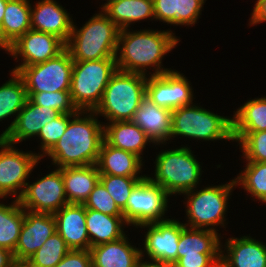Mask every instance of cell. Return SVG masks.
<instances>
[{
	"label": "cell",
	"mask_w": 266,
	"mask_h": 267,
	"mask_svg": "<svg viewBox=\"0 0 266 267\" xmlns=\"http://www.w3.org/2000/svg\"><path fill=\"white\" fill-rule=\"evenodd\" d=\"M73 23L70 13L56 0H39L31 5L32 30L56 35L67 43Z\"/></svg>",
	"instance_id": "cell-17"
},
{
	"label": "cell",
	"mask_w": 266,
	"mask_h": 267,
	"mask_svg": "<svg viewBox=\"0 0 266 267\" xmlns=\"http://www.w3.org/2000/svg\"><path fill=\"white\" fill-rule=\"evenodd\" d=\"M206 0H153L155 21L177 26L197 23Z\"/></svg>",
	"instance_id": "cell-26"
},
{
	"label": "cell",
	"mask_w": 266,
	"mask_h": 267,
	"mask_svg": "<svg viewBox=\"0 0 266 267\" xmlns=\"http://www.w3.org/2000/svg\"><path fill=\"white\" fill-rule=\"evenodd\" d=\"M185 225L178 219L143 224L139 228H147L144 235V248L141 250V258L145 254L150 261L173 263L178 259V241L181 229Z\"/></svg>",
	"instance_id": "cell-14"
},
{
	"label": "cell",
	"mask_w": 266,
	"mask_h": 267,
	"mask_svg": "<svg viewBox=\"0 0 266 267\" xmlns=\"http://www.w3.org/2000/svg\"><path fill=\"white\" fill-rule=\"evenodd\" d=\"M232 117V132L266 130V96L246 101Z\"/></svg>",
	"instance_id": "cell-32"
},
{
	"label": "cell",
	"mask_w": 266,
	"mask_h": 267,
	"mask_svg": "<svg viewBox=\"0 0 266 267\" xmlns=\"http://www.w3.org/2000/svg\"><path fill=\"white\" fill-rule=\"evenodd\" d=\"M237 188L235 180H230L226 184L212 185L197 188L183 193L186 195L185 208L187 223L186 227L195 229H207L218 232L215 226L225 228L227 204L234 188ZM187 199V200H186Z\"/></svg>",
	"instance_id": "cell-6"
},
{
	"label": "cell",
	"mask_w": 266,
	"mask_h": 267,
	"mask_svg": "<svg viewBox=\"0 0 266 267\" xmlns=\"http://www.w3.org/2000/svg\"><path fill=\"white\" fill-rule=\"evenodd\" d=\"M143 165L142 159L136 154L114 148L105 140L96 163L100 174L126 177H146V174L140 175Z\"/></svg>",
	"instance_id": "cell-23"
},
{
	"label": "cell",
	"mask_w": 266,
	"mask_h": 267,
	"mask_svg": "<svg viewBox=\"0 0 266 267\" xmlns=\"http://www.w3.org/2000/svg\"><path fill=\"white\" fill-rule=\"evenodd\" d=\"M60 113L50 107L34 104L29 98L17 115L12 129L3 137L10 144H17L23 140L38 136L42 127Z\"/></svg>",
	"instance_id": "cell-20"
},
{
	"label": "cell",
	"mask_w": 266,
	"mask_h": 267,
	"mask_svg": "<svg viewBox=\"0 0 266 267\" xmlns=\"http://www.w3.org/2000/svg\"><path fill=\"white\" fill-rule=\"evenodd\" d=\"M233 141L239 142L246 161L266 162V130L259 132H232Z\"/></svg>",
	"instance_id": "cell-36"
},
{
	"label": "cell",
	"mask_w": 266,
	"mask_h": 267,
	"mask_svg": "<svg viewBox=\"0 0 266 267\" xmlns=\"http://www.w3.org/2000/svg\"><path fill=\"white\" fill-rule=\"evenodd\" d=\"M148 76L118 70L108 82L101 102L94 110L108 122L132 120L146 95Z\"/></svg>",
	"instance_id": "cell-4"
},
{
	"label": "cell",
	"mask_w": 266,
	"mask_h": 267,
	"mask_svg": "<svg viewBox=\"0 0 266 267\" xmlns=\"http://www.w3.org/2000/svg\"><path fill=\"white\" fill-rule=\"evenodd\" d=\"M144 178L100 174V181L121 211L126 207L131 191Z\"/></svg>",
	"instance_id": "cell-37"
},
{
	"label": "cell",
	"mask_w": 266,
	"mask_h": 267,
	"mask_svg": "<svg viewBox=\"0 0 266 267\" xmlns=\"http://www.w3.org/2000/svg\"><path fill=\"white\" fill-rule=\"evenodd\" d=\"M177 37L170 29H121L116 53L117 69L146 76L151 74H147L151 67L154 76L172 71L162 67V59L179 44L181 40Z\"/></svg>",
	"instance_id": "cell-1"
},
{
	"label": "cell",
	"mask_w": 266,
	"mask_h": 267,
	"mask_svg": "<svg viewBox=\"0 0 266 267\" xmlns=\"http://www.w3.org/2000/svg\"><path fill=\"white\" fill-rule=\"evenodd\" d=\"M221 236L207 229L184 226L178 241V258L192 255H221Z\"/></svg>",
	"instance_id": "cell-28"
},
{
	"label": "cell",
	"mask_w": 266,
	"mask_h": 267,
	"mask_svg": "<svg viewBox=\"0 0 266 267\" xmlns=\"http://www.w3.org/2000/svg\"><path fill=\"white\" fill-rule=\"evenodd\" d=\"M184 76L177 70L161 75H148L145 96L159 107L171 111L192 105L194 100L192 85Z\"/></svg>",
	"instance_id": "cell-13"
},
{
	"label": "cell",
	"mask_w": 266,
	"mask_h": 267,
	"mask_svg": "<svg viewBox=\"0 0 266 267\" xmlns=\"http://www.w3.org/2000/svg\"><path fill=\"white\" fill-rule=\"evenodd\" d=\"M62 171L65 194L70 204H84L100 180L96 164L85 166H68Z\"/></svg>",
	"instance_id": "cell-25"
},
{
	"label": "cell",
	"mask_w": 266,
	"mask_h": 267,
	"mask_svg": "<svg viewBox=\"0 0 266 267\" xmlns=\"http://www.w3.org/2000/svg\"><path fill=\"white\" fill-rule=\"evenodd\" d=\"M18 202L24 210L36 213L59 211L68 204L62 171L56 168L31 184L27 182Z\"/></svg>",
	"instance_id": "cell-12"
},
{
	"label": "cell",
	"mask_w": 266,
	"mask_h": 267,
	"mask_svg": "<svg viewBox=\"0 0 266 267\" xmlns=\"http://www.w3.org/2000/svg\"><path fill=\"white\" fill-rule=\"evenodd\" d=\"M19 265L16 263L13 253L0 247V267H18Z\"/></svg>",
	"instance_id": "cell-44"
},
{
	"label": "cell",
	"mask_w": 266,
	"mask_h": 267,
	"mask_svg": "<svg viewBox=\"0 0 266 267\" xmlns=\"http://www.w3.org/2000/svg\"><path fill=\"white\" fill-rule=\"evenodd\" d=\"M143 258H141L138 267H175L173 263H165V262H157V261H144Z\"/></svg>",
	"instance_id": "cell-45"
},
{
	"label": "cell",
	"mask_w": 266,
	"mask_h": 267,
	"mask_svg": "<svg viewBox=\"0 0 266 267\" xmlns=\"http://www.w3.org/2000/svg\"><path fill=\"white\" fill-rule=\"evenodd\" d=\"M172 111L159 107L146 96L135 111L132 121L137 124L151 139L160 145L171 140Z\"/></svg>",
	"instance_id": "cell-21"
},
{
	"label": "cell",
	"mask_w": 266,
	"mask_h": 267,
	"mask_svg": "<svg viewBox=\"0 0 266 267\" xmlns=\"http://www.w3.org/2000/svg\"><path fill=\"white\" fill-rule=\"evenodd\" d=\"M221 255L183 256L174 262L175 267H219Z\"/></svg>",
	"instance_id": "cell-41"
},
{
	"label": "cell",
	"mask_w": 266,
	"mask_h": 267,
	"mask_svg": "<svg viewBox=\"0 0 266 267\" xmlns=\"http://www.w3.org/2000/svg\"><path fill=\"white\" fill-rule=\"evenodd\" d=\"M249 26H254L266 21V0H256L253 12L250 14Z\"/></svg>",
	"instance_id": "cell-43"
},
{
	"label": "cell",
	"mask_w": 266,
	"mask_h": 267,
	"mask_svg": "<svg viewBox=\"0 0 266 267\" xmlns=\"http://www.w3.org/2000/svg\"><path fill=\"white\" fill-rule=\"evenodd\" d=\"M0 48L5 50L9 55L12 49V44L7 40L6 36L4 35L2 24L0 23Z\"/></svg>",
	"instance_id": "cell-46"
},
{
	"label": "cell",
	"mask_w": 266,
	"mask_h": 267,
	"mask_svg": "<svg viewBox=\"0 0 266 267\" xmlns=\"http://www.w3.org/2000/svg\"><path fill=\"white\" fill-rule=\"evenodd\" d=\"M220 266L266 267V244L250 234L240 238L230 237L226 239L224 247L221 245Z\"/></svg>",
	"instance_id": "cell-19"
},
{
	"label": "cell",
	"mask_w": 266,
	"mask_h": 267,
	"mask_svg": "<svg viewBox=\"0 0 266 267\" xmlns=\"http://www.w3.org/2000/svg\"><path fill=\"white\" fill-rule=\"evenodd\" d=\"M104 125L94 111L69 114L66 131L45 156L57 168L96 164L104 141Z\"/></svg>",
	"instance_id": "cell-2"
},
{
	"label": "cell",
	"mask_w": 266,
	"mask_h": 267,
	"mask_svg": "<svg viewBox=\"0 0 266 267\" xmlns=\"http://www.w3.org/2000/svg\"><path fill=\"white\" fill-rule=\"evenodd\" d=\"M68 123L69 114H60L42 127L37 136L41 141V145L39 146L41 152H38L37 154L40 159L45 157V155L54 147L56 142L66 131Z\"/></svg>",
	"instance_id": "cell-39"
},
{
	"label": "cell",
	"mask_w": 266,
	"mask_h": 267,
	"mask_svg": "<svg viewBox=\"0 0 266 267\" xmlns=\"http://www.w3.org/2000/svg\"><path fill=\"white\" fill-rule=\"evenodd\" d=\"M168 197L161 186L153 183L147 176L131 191L126 207L122 210L128 226L138 228L143 224L165 221L168 211Z\"/></svg>",
	"instance_id": "cell-9"
},
{
	"label": "cell",
	"mask_w": 266,
	"mask_h": 267,
	"mask_svg": "<svg viewBox=\"0 0 266 267\" xmlns=\"http://www.w3.org/2000/svg\"><path fill=\"white\" fill-rule=\"evenodd\" d=\"M115 1H118V0H106V2L102 4L100 8L103 10L107 5Z\"/></svg>",
	"instance_id": "cell-48"
},
{
	"label": "cell",
	"mask_w": 266,
	"mask_h": 267,
	"mask_svg": "<svg viewBox=\"0 0 266 267\" xmlns=\"http://www.w3.org/2000/svg\"><path fill=\"white\" fill-rule=\"evenodd\" d=\"M128 239L125 235L119 240L91 247L92 267H138L142 249L136 248Z\"/></svg>",
	"instance_id": "cell-22"
},
{
	"label": "cell",
	"mask_w": 266,
	"mask_h": 267,
	"mask_svg": "<svg viewBox=\"0 0 266 267\" xmlns=\"http://www.w3.org/2000/svg\"><path fill=\"white\" fill-rule=\"evenodd\" d=\"M36 105L50 107L60 114H76L78 109L72 102L70 91L27 93Z\"/></svg>",
	"instance_id": "cell-38"
},
{
	"label": "cell",
	"mask_w": 266,
	"mask_h": 267,
	"mask_svg": "<svg viewBox=\"0 0 266 267\" xmlns=\"http://www.w3.org/2000/svg\"><path fill=\"white\" fill-rule=\"evenodd\" d=\"M71 249L56 232L28 259L23 267H55Z\"/></svg>",
	"instance_id": "cell-35"
},
{
	"label": "cell",
	"mask_w": 266,
	"mask_h": 267,
	"mask_svg": "<svg viewBox=\"0 0 266 267\" xmlns=\"http://www.w3.org/2000/svg\"><path fill=\"white\" fill-rule=\"evenodd\" d=\"M65 49L66 43L56 35L30 29L12 44L10 55L21 63L11 71L18 72L24 66L43 63Z\"/></svg>",
	"instance_id": "cell-15"
},
{
	"label": "cell",
	"mask_w": 266,
	"mask_h": 267,
	"mask_svg": "<svg viewBox=\"0 0 266 267\" xmlns=\"http://www.w3.org/2000/svg\"><path fill=\"white\" fill-rule=\"evenodd\" d=\"M116 71V58L73 62L70 95L78 111H94L97 108Z\"/></svg>",
	"instance_id": "cell-7"
},
{
	"label": "cell",
	"mask_w": 266,
	"mask_h": 267,
	"mask_svg": "<svg viewBox=\"0 0 266 267\" xmlns=\"http://www.w3.org/2000/svg\"><path fill=\"white\" fill-rule=\"evenodd\" d=\"M1 24L7 40L16 42L31 29L30 0H8Z\"/></svg>",
	"instance_id": "cell-31"
},
{
	"label": "cell",
	"mask_w": 266,
	"mask_h": 267,
	"mask_svg": "<svg viewBox=\"0 0 266 267\" xmlns=\"http://www.w3.org/2000/svg\"><path fill=\"white\" fill-rule=\"evenodd\" d=\"M8 0H0V23H2L4 14H5V8L7 5Z\"/></svg>",
	"instance_id": "cell-47"
},
{
	"label": "cell",
	"mask_w": 266,
	"mask_h": 267,
	"mask_svg": "<svg viewBox=\"0 0 266 267\" xmlns=\"http://www.w3.org/2000/svg\"><path fill=\"white\" fill-rule=\"evenodd\" d=\"M56 232L71 250H89L86 209L83 204H66L54 214Z\"/></svg>",
	"instance_id": "cell-18"
},
{
	"label": "cell",
	"mask_w": 266,
	"mask_h": 267,
	"mask_svg": "<svg viewBox=\"0 0 266 267\" xmlns=\"http://www.w3.org/2000/svg\"><path fill=\"white\" fill-rule=\"evenodd\" d=\"M83 205L85 209H94L106 215L123 216L122 211L117 207L114 199L100 180Z\"/></svg>",
	"instance_id": "cell-40"
},
{
	"label": "cell",
	"mask_w": 266,
	"mask_h": 267,
	"mask_svg": "<svg viewBox=\"0 0 266 267\" xmlns=\"http://www.w3.org/2000/svg\"><path fill=\"white\" fill-rule=\"evenodd\" d=\"M154 177H147L170 196L181 195L197 188L202 180V166L190 147L161 150L156 154Z\"/></svg>",
	"instance_id": "cell-5"
},
{
	"label": "cell",
	"mask_w": 266,
	"mask_h": 267,
	"mask_svg": "<svg viewBox=\"0 0 266 267\" xmlns=\"http://www.w3.org/2000/svg\"><path fill=\"white\" fill-rule=\"evenodd\" d=\"M104 140L114 148L132 152L142 160L143 150L151 139L132 120L105 123Z\"/></svg>",
	"instance_id": "cell-24"
},
{
	"label": "cell",
	"mask_w": 266,
	"mask_h": 267,
	"mask_svg": "<svg viewBox=\"0 0 266 267\" xmlns=\"http://www.w3.org/2000/svg\"><path fill=\"white\" fill-rule=\"evenodd\" d=\"M39 161L37 153L16 149L0 138V199L17 195L14 199L18 200Z\"/></svg>",
	"instance_id": "cell-11"
},
{
	"label": "cell",
	"mask_w": 266,
	"mask_h": 267,
	"mask_svg": "<svg viewBox=\"0 0 266 267\" xmlns=\"http://www.w3.org/2000/svg\"><path fill=\"white\" fill-rule=\"evenodd\" d=\"M128 223L123 216H110L94 209H86V227L90 248L119 240L126 235Z\"/></svg>",
	"instance_id": "cell-27"
},
{
	"label": "cell",
	"mask_w": 266,
	"mask_h": 267,
	"mask_svg": "<svg viewBox=\"0 0 266 267\" xmlns=\"http://www.w3.org/2000/svg\"><path fill=\"white\" fill-rule=\"evenodd\" d=\"M245 169L234 178L236 186H242L255 200L266 204V162L246 161Z\"/></svg>",
	"instance_id": "cell-34"
},
{
	"label": "cell",
	"mask_w": 266,
	"mask_h": 267,
	"mask_svg": "<svg viewBox=\"0 0 266 267\" xmlns=\"http://www.w3.org/2000/svg\"><path fill=\"white\" fill-rule=\"evenodd\" d=\"M11 78L0 86V122L8 117L13 121L8 128L3 131L0 138H3L13 127L17 115L25 106L28 100V94L22 77L14 71L10 73Z\"/></svg>",
	"instance_id": "cell-30"
},
{
	"label": "cell",
	"mask_w": 266,
	"mask_h": 267,
	"mask_svg": "<svg viewBox=\"0 0 266 267\" xmlns=\"http://www.w3.org/2000/svg\"><path fill=\"white\" fill-rule=\"evenodd\" d=\"M55 267H92L89 250H70Z\"/></svg>",
	"instance_id": "cell-42"
},
{
	"label": "cell",
	"mask_w": 266,
	"mask_h": 267,
	"mask_svg": "<svg viewBox=\"0 0 266 267\" xmlns=\"http://www.w3.org/2000/svg\"><path fill=\"white\" fill-rule=\"evenodd\" d=\"M184 136L202 141L232 140V117L220 116L193 103L172 110L171 139Z\"/></svg>",
	"instance_id": "cell-8"
},
{
	"label": "cell",
	"mask_w": 266,
	"mask_h": 267,
	"mask_svg": "<svg viewBox=\"0 0 266 267\" xmlns=\"http://www.w3.org/2000/svg\"><path fill=\"white\" fill-rule=\"evenodd\" d=\"M102 11L120 29H128L131 24L141 20L155 19L153 0H118Z\"/></svg>",
	"instance_id": "cell-29"
},
{
	"label": "cell",
	"mask_w": 266,
	"mask_h": 267,
	"mask_svg": "<svg viewBox=\"0 0 266 267\" xmlns=\"http://www.w3.org/2000/svg\"><path fill=\"white\" fill-rule=\"evenodd\" d=\"M24 218L25 210L18 200L8 205L0 203V247L15 251Z\"/></svg>",
	"instance_id": "cell-33"
},
{
	"label": "cell",
	"mask_w": 266,
	"mask_h": 267,
	"mask_svg": "<svg viewBox=\"0 0 266 267\" xmlns=\"http://www.w3.org/2000/svg\"><path fill=\"white\" fill-rule=\"evenodd\" d=\"M73 60L65 49L43 63L24 66L17 73L22 77L27 93L70 91Z\"/></svg>",
	"instance_id": "cell-10"
},
{
	"label": "cell",
	"mask_w": 266,
	"mask_h": 267,
	"mask_svg": "<svg viewBox=\"0 0 266 267\" xmlns=\"http://www.w3.org/2000/svg\"><path fill=\"white\" fill-rule=\"evenodd\" d=\"M120 30L101 10L80 29L73 23L66 49L73 61L116 58Z\"/></svg>",
	"instance_id": "cell-3"
},
{
	"label": "cell",
	"mask_w": 266,
	"mask_h": 267,
	"mask_svg": "<svg viewBox=\"0 0 266 267\" xmlns=\"http://www.w3.org/2000/svg\"><path fill=\"white\" fill-rule=\"evenodd\" d=\"M55 233L56 223L53 214L25 210L18 244L13 252L16 263L22 266Z\"/></svg>",
	"instance_id": "cell-16"
}]
</instances>
